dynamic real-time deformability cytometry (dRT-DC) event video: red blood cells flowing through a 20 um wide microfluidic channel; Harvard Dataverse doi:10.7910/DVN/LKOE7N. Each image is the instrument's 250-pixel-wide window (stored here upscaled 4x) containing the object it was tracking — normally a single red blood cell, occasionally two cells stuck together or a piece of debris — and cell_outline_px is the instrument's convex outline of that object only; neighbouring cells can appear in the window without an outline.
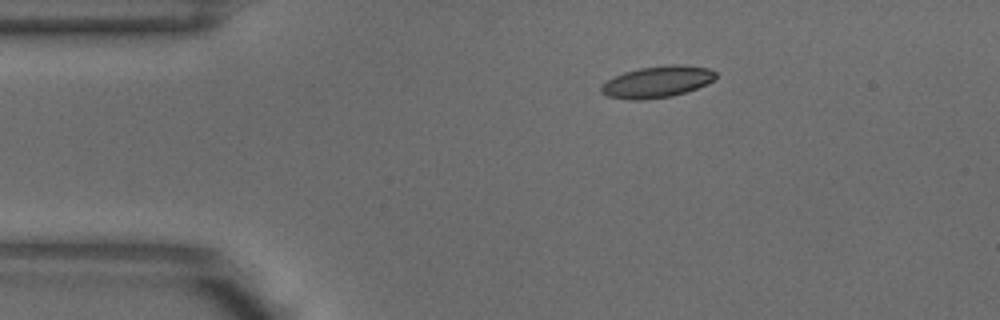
{"species": "common noctule bat (a hibernating species)", "species_latin": "Nyctalus noctula", "temperature_condition": "warm", "stored_images_in_passage": 2, "camera_frame_rate_fps": 3000, "um_per_image_px": 0.085, "animal": {"sex": "male", "body_mass_g": 18.8}, "frame": {"image": 1, "passage_image": 2, "time_ms": 0.333, "image_size_px": [1000, 320], "cell_outline_px": [[716, 76], [712, 80], [696, 88], [672, 96], [644, 100], [628, 100], [608, 96], [600, 92], [600, 84], [624, 72], [640, 68], [668, 64], [676, 64], [708, 68], [716, 72]], "centroid_in_image_um": [55.81, 6.96], "position_along_channel_um": 29.2, "area_um2": 20.92}}